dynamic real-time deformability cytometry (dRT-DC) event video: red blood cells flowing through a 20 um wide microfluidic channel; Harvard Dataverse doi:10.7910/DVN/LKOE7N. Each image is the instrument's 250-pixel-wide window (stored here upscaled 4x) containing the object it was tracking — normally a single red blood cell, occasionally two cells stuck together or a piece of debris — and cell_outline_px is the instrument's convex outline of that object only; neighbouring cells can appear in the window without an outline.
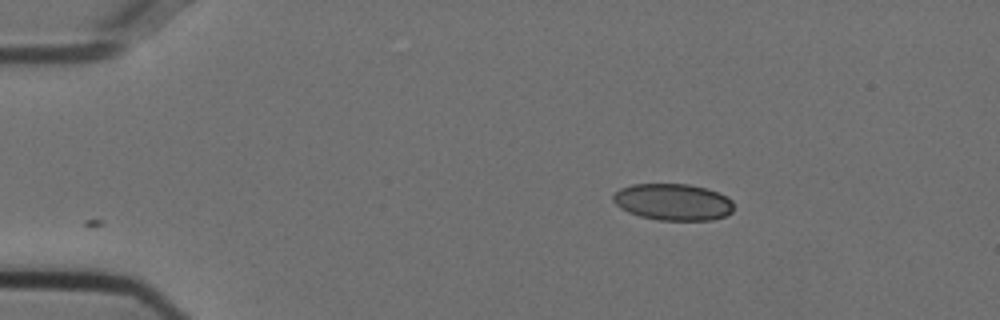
{"species": "Egyptian fruit bat (a non-hibernating species)", "species_latin": "Rousettus aegyptiacus", "temperature_condition": "cold", "stored_images_in_passage": 9, "camera_frame_rate_fps": 3000, "um_per_image_px": 0.085, "animal": {"sex": "female"}, "frame": {"image": 1, "passage_image": 1, "time_ms": 0.0, "image_size_px": [1000, 320], "cell_outline_px": [[732, 212], [724, 216], [712, 220], [660, 220], [640, 216], [628, 212], [620, 208], [612, 200], [612, 196], [620, 188], [632, 184], [688, 184], [708, 188], [732, 200]], "centroid_in_image_um": [57.18, 17.16], "position_along_channel_um": 27.8, "area_um2": 25.72}}